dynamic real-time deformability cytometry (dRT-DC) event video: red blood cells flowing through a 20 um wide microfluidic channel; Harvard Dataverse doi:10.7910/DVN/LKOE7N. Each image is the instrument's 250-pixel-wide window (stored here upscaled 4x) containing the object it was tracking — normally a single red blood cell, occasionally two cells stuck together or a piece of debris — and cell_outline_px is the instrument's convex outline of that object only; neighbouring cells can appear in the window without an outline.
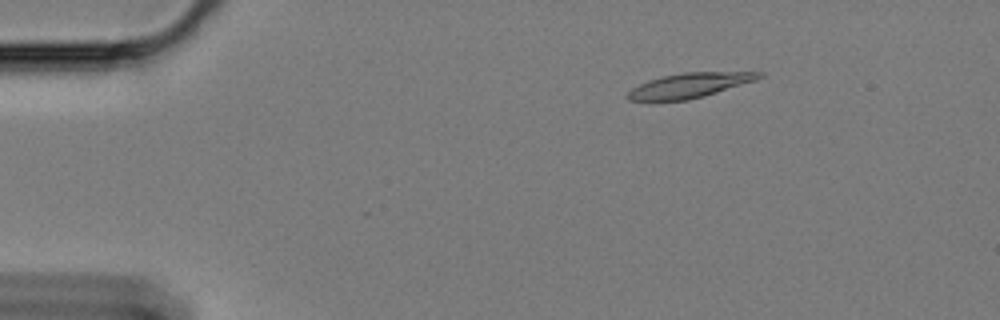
{"species": "Egyptian fruit bat (a non-hibernating species)", "species_latin": "Rousettus aegyptiacus", "temperature_condition": "cold", "stored_images_in_passage": 7, "camera_frame_rate_fps": 3000, "um_per_image_px": 0.085, "animal": {"sex": "female"}, "frame": {"image": 1, "passage_image": 2, "time_ms": 0.333, "image_size_px": [1000, 320], "cell_outline_px": [[764, 76], [756, 80], [704, 96], [688, 100], [628, 100], [624, 96], [632, 88], [648, 80], [664, 76], [684, 72], [764, 72]], "centroid_in_image_um": [58.61, 7.25], "position_along_channel_um": 26.4, "area_um2": 18.73}}